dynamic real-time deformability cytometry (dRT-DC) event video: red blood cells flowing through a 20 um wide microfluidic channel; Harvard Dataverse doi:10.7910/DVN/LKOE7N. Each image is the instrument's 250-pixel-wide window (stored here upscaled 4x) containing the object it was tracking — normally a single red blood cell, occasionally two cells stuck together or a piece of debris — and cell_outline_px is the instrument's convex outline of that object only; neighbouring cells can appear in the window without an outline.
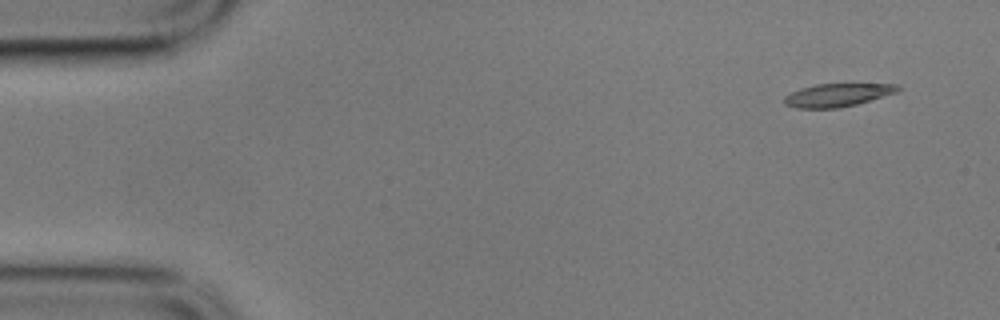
{"species": "common noctule bat (a hibernating species)", "species_latin": "Nyctalus noctula", "temperature_condition": "cold", "stored_images_in_passage": 13, "camera_frame_rate_fps": 3000, "um_per_image_px": 0.085, "animal": {"sex": "male", "body_mass_g": 17.9}, "frame": {"image": 1, "passage_image": 1, "time_ms": 0.0, "image_size_px": [1000, 320], "cell_outline_px": [[900, 88], [896, 92], [856, 104], [836, 108], [796, 108], [784, 104], [784, 96], [800, 88], [816, 84], [900, 84]], "centroid_in_image_um": [71.14, 8.07], "position_along_channel_um": 13.9, "area_um2": 15.09}}
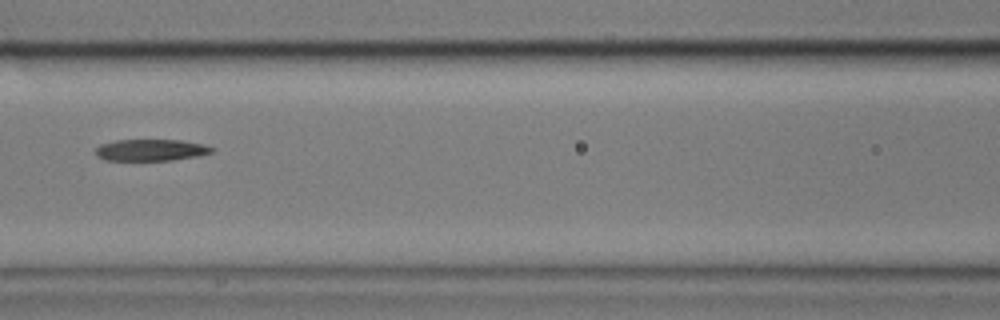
{"frame": {"image": 2, "passage_image": 6, "time_ms": 1.667, "image_size_px": [1000, 320], "cell_outline_px": [[216, 148], [212, 152], [200, 156], [172, 160], [104, 160], [96, 156], [96, 148], [100, 144], [116, 140], [180, 140], [204, 144]], "centroid_in_image_um": [12.85, 12.75], "position_along_channel_um": 153.7, "area_um2": 14.74}}
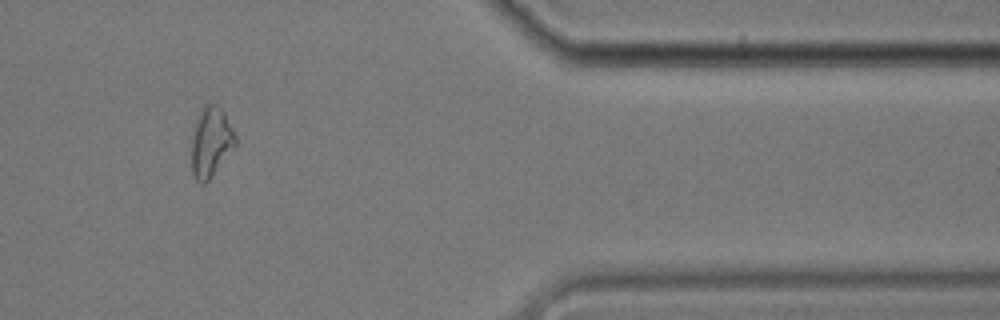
{"frame": {"image": 3, "passage_image": 12, "time_ms": 3.667, "image_size_px": [1000, 320], "cell_outline_px": [[236, 144], [208, 180], [204, 184], [200, 184], [196, 180], [192, 172], [192, 132], [196, 120], [204, 104], [216, 104], [224, 112], [236, 136]], "centroid_in_image_um": [17.91, 12.06], "position_along_channel_um": 393.5, "area_um2": 17.57}}